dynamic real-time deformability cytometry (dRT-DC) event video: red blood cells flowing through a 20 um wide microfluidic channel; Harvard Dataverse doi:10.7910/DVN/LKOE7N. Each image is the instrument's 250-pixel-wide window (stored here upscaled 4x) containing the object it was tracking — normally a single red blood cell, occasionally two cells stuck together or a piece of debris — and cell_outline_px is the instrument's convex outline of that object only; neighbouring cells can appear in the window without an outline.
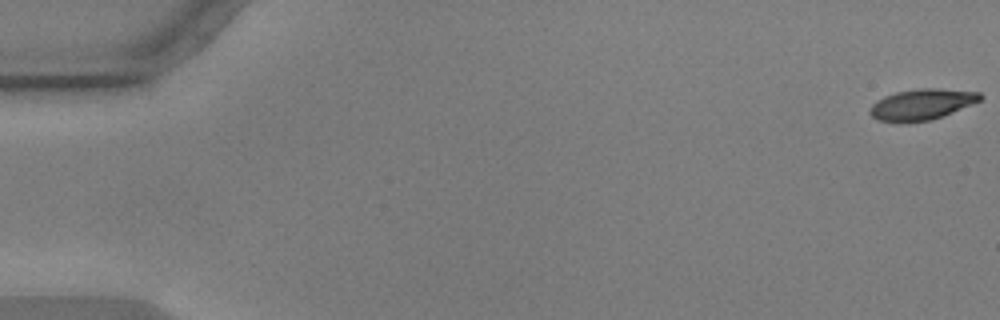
{"species": "common noctule bat (a hibernating species)", "species_latin": "Nyctalus noctula", "temperature_condition": "warm", "stored_images_in_passage": 56, "camera_frame_rate_fps": 3000, "um_per_image_px": 0.085, "animal": {"sex": "male", "body_mass_g": 17.9, "forearm_length_mm": 54.2}, "frame": {"image": 1, "passage_image": 1, "time_ms": 0.0, "image_size_px": [1000, 320], "cell_outline_px": [[984, 96], [980, 100], [944, 116], [932, 120], [908, 124], [896, 124], [876, 120], [868, 112], [868, 108], [876, 100], [884, 96], [896, 92], [920, 88], [940, 88], [980, 92]], "centroid_in_image_um": [78.29, 8.91], "position_along_channel_um": 6.7, "area_um2": 20.52}}
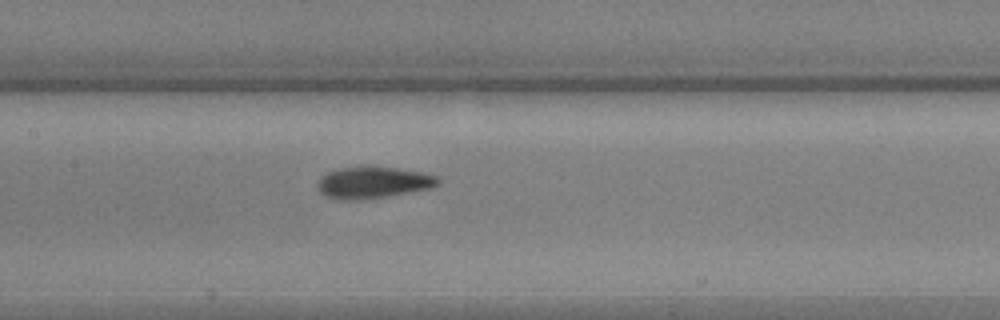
{"frame": {"image": 2, "passage_image": 28, "time_ms": 9.0, "image_size_px": [1000, 320], "cell_outline_px": [[440, 184], [432, 188], [388, 196], [356, 200], [336, 200], [324, 196], [320, 192], [316, 184], [320, 176], [328, 172], [340, 168], [360, 164], [396, 168], [420, 172], [436, 176], [440, 180]], "centroid_in_image_um": [31.66, 15.5], "position_along_channel_um": 175.7, "area_um2": 22.77}}
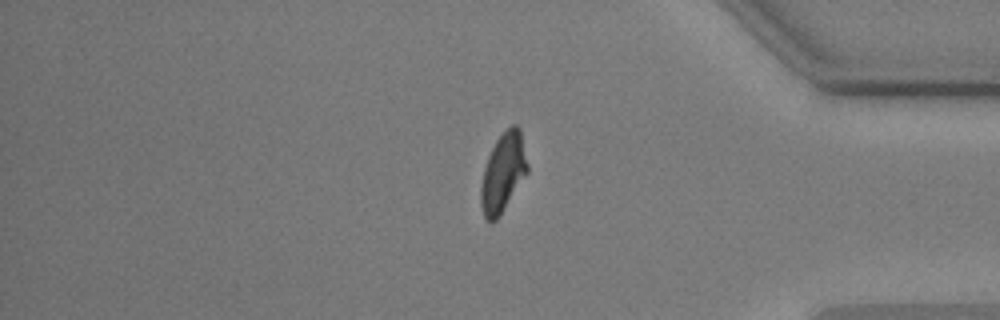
{"frame": {"image": 3, "passage_image": 48, "time_ms": 15.667, "image_size_px": [1000, 320], "cell_outline_px": [[528, 172], [500, 216], [492, 224], [484, 216], [480, 204], [480, 188], [484, 168], [488, 156], [496, 140], [512, 124], [516, 124], [520, 128], [528, 164]], "centroid_in_image_um": [42.76, 14.7], "position_along_channel_um": 392.4, "area_um2": 21.44}, "authors_computed_cell_mechanics": {"area_um2": 21.4727, "velocity_mm_per_s": 3.5898, "shape_relaxation_time_tau1_ms": 3.8827, "shape_relaxation_time_tau2_ms": 1.7016, "deformation_change_tau1": 0.1934, "deformation_change_tau2": 0.0812}}